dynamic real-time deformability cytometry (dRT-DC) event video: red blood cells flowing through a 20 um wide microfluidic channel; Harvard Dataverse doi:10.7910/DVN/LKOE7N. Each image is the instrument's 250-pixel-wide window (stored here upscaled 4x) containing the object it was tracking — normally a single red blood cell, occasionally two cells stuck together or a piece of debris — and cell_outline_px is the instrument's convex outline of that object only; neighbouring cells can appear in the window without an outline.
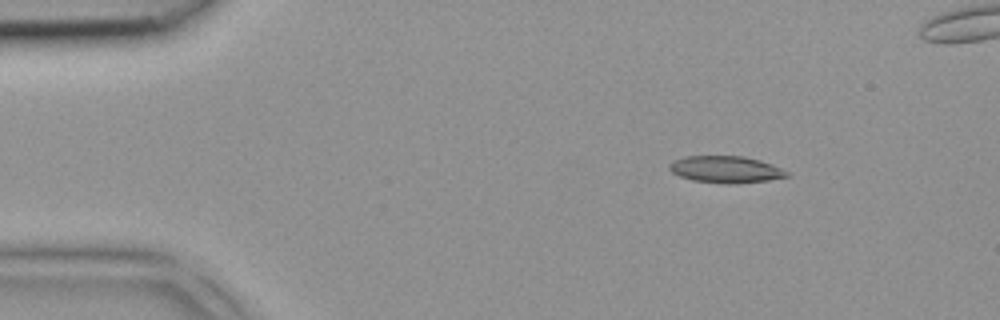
{"species": "common noctule bat (a hibernating species)", "species_latin": "Nyctalus noctula", "temperature_condition": "room temperature", "stored_images_in_passage": 3, "camera_frame_rate_fps": 3000, "um_per_image_px": 0.085, "animal": {"sex": "female", "body_mass_g": 18.4}, "frame": {"image": 1, "passage_image": 1, "time_ms": 0.0, "image_size_px": [1000, 320], "cell_outline_px": [[788, 176], [768, 180], [728, 184], [724, 184], [692, 180], [680, 176], [672, 172], [668, 168], [668, 164], [672, 160], [684, 156], [744, 156], [760, 160], [772, 164], [788, 172]], "centroid_in_image_um": [61.64, 14.39], "position_along_channel_um": 23.4, "area_um2": 18.38}}